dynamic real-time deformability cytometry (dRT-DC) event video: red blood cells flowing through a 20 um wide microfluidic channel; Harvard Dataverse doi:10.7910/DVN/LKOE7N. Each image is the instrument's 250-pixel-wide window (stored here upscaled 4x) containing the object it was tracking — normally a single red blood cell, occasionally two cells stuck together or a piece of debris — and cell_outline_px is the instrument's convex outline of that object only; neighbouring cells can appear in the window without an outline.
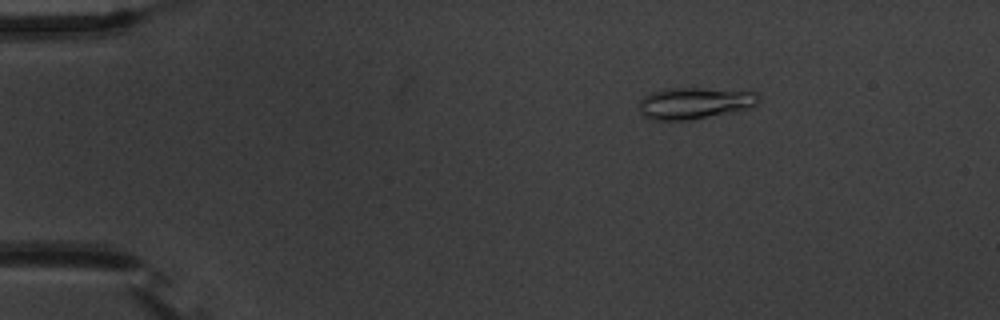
{"species": "common noctule bat (a hibernating species)", "species_latin": "Nyctalus noctula", "temperature_condition": "warm", "stored_images_in_passage": 55, "camera_frame_rate_fps": 3000, "um_per_image_px": 0.085, "animal": {"sex": "male", "body_mass_g": 20.1, "forearm_length_mm": 53.5}, "frame": {"image": 1, "passage_image": 9, "time_ms": 2.667, "image_size_px": [1000, 320], "cell_outline_px": [[760, 100], [752, 108], [736, 112], [688, 120], [652, 120], [644, 116], [640, 112], [640, 100], [644, 96], [652, 92], [668, 88], [700, 88], [756, 92], [760, 96]], "centroid_in_image_um": [59.08, 8.77], "position_along_channel_um": 25.9, "area_um2": 22.14}}
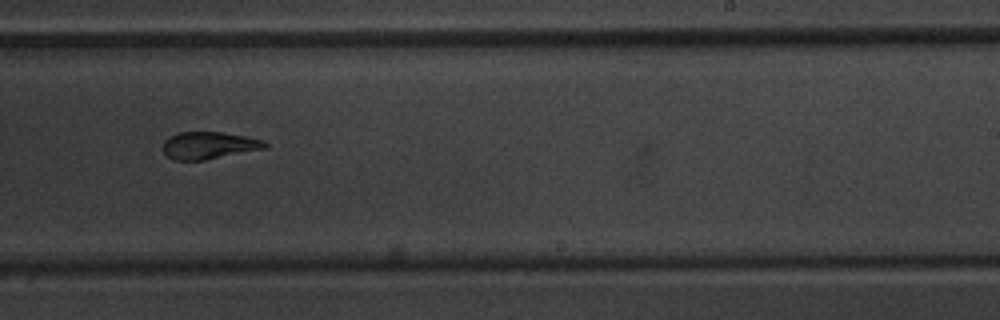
{"frame": {"image": 2, "passage_image": 35, "time_ms": 11.333, "image_size_px": [1000, 320], "cell_outline_px": [[268, 148], [204, 160], [172, 160], [164, 152], [164, 140], [168, 136], [180, 132], [220, 132], [244, 136], [264, 140], [268, 144]], "centroid_in_image_um": [17.77, 12.36], "position_along_channel_um": 271.2, "area_um2": 16.18}}
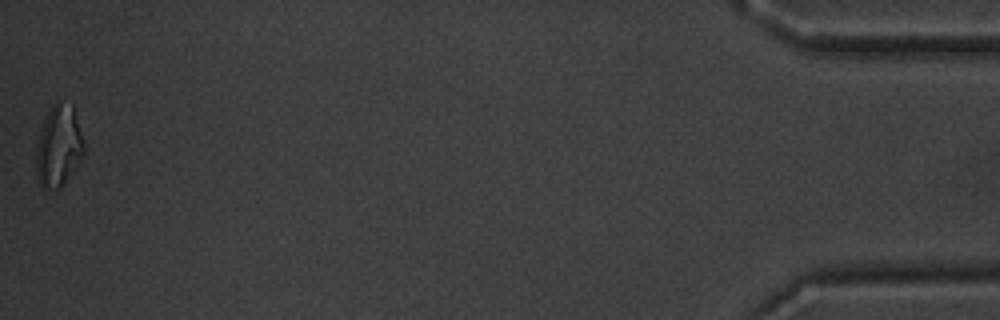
{"frame": {"image": 3, "passage_image": 55, "time_ms": 18.0, "image_size_px": [1000, 320], "cell_outline_px": [[84, 152], [80, 160], [60, 188], [44, 188], [40, 184], [36, 172], [36, 152], [40, 132], [44, 120], [52, 104], [56, 100], [60, 100], [72, 104], [84, 140]], "centroid_in_image_um": [4.99, 12.37], "position_along_channel_um": 430.2, "area_um2": 22.43}, "authors_computed_cell_mechanics": {"area_um2": 18.1492, "velocity_mm_per_s": 3.7092, "shape_relaxation_time_tau1_ms": 5.8812, "shape_relaxation_time_tau2_ms": 2.115, "deformation_change_tau1": 0.2313, "deformation_change_tau2": 0.0828}}